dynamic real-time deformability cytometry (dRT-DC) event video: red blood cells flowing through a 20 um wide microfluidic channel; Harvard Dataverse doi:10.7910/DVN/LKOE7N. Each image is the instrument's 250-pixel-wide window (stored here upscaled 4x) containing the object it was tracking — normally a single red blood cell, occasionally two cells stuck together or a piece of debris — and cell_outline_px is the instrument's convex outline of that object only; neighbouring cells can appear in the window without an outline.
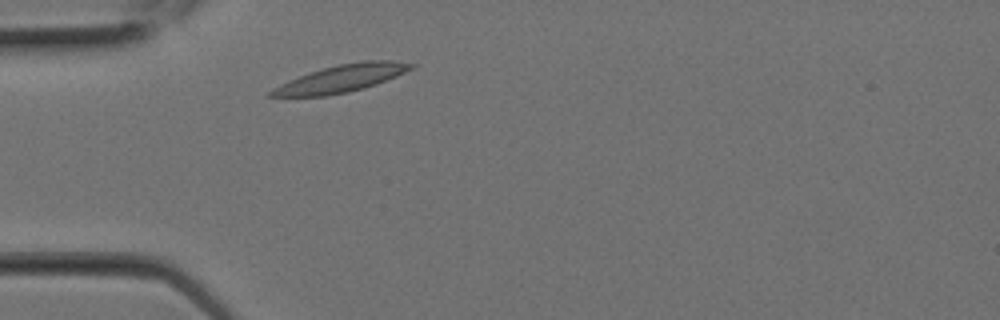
{"species": "Egyptian fruit bat (a non-hibernating species)", "species_latin": "Rousettus aegyptiacus", "temperature_condition": "room temperature", "stored_images_in_passage": 1, "camera_frame_rate_fps": 3000, "um_per_image_px": 0.085, "animal": {"sex": "female"}, "frame": {"image": 1, "passage_image": 1, "time_ms": 0.0, "image_size_px": [1000, 320], "cell_outline_px": [[416, 64], [412, 68], [396, 76], [376, 84], [364, 88], [348, 92], [328, 96], [264, 96], [272, 88], [280, 84], [300, 76], [324, 68], [340, 64], [368, 60], [392, 60]], "centroid_in_image_um": [29.0, 6.68], "position_along_channel_um": 56.0, "area_um2": 21.96}}